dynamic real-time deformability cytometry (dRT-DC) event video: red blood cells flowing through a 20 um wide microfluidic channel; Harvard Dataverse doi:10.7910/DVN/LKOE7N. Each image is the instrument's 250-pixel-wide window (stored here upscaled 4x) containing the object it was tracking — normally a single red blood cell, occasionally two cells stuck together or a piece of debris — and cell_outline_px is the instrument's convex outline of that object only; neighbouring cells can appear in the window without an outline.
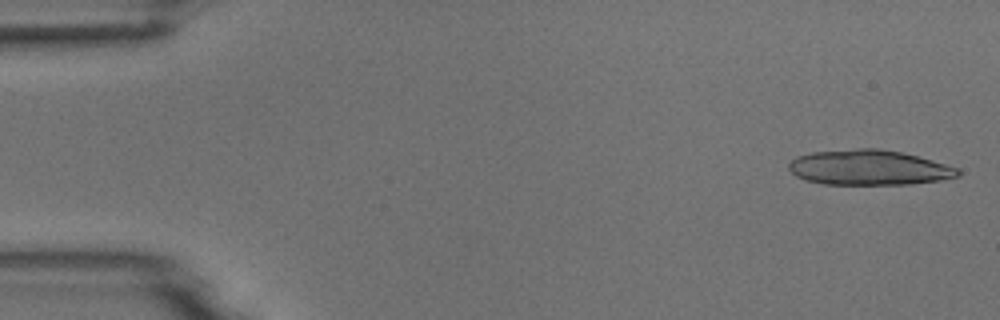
{"species": "common noctule bat (a hibernating species)", "species_latin": "Nyctalus noctula", "temperature_condition": "room temperature", "stored_images_in_passage": 5, "camera_frame_rate_fps": 3000, "um_per_image_px": 0.085, "animal": {"sex": "male", "body_mass_g": 18.8}, "frame": {"image": 1, "passage_image": 1, "time_ms": 0.0, "image_size_px": [1000, 320], "cell_outline_px": [[960, 176], [940, 180], [912, 184], [824, 184], [804, 180], [796, 176], [788, 168], [788, 164], [796, 156], [812, 152], [856, 148], [876, 148], [900, 152], [932, 160], [960, 168]], "centroid_in_image_um": [73.85, 14.24], "position_along_channel_um": 11.1, "area_um2": 34.68}}